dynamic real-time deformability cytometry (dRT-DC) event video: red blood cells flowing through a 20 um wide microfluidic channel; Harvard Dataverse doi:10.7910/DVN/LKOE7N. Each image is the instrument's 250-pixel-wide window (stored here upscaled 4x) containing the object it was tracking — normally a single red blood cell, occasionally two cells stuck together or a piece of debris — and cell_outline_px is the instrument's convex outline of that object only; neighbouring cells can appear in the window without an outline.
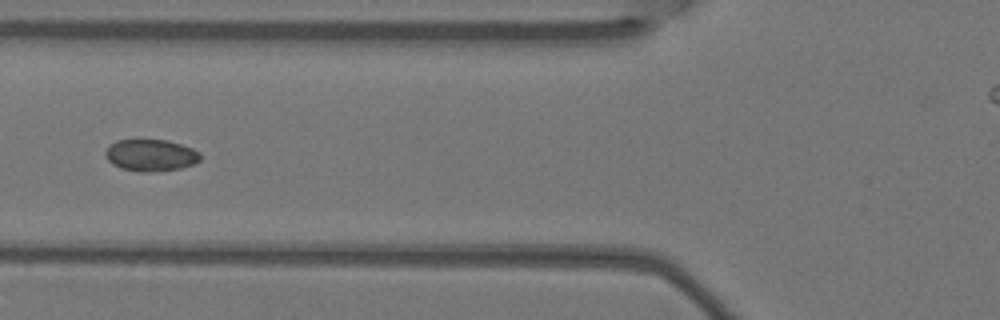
{"species": "Egyptian fruit bat (a non-hibernating species)", "species_latin": "Rousettus aegyptiacus", "temperature_condition": "warm", "stored_images_in_passage": 8, "camera_frame_rate_fps": 3000, "um_per_image_px": 0.085, "animal": {"sex": "female"}, "frame": {"image": 1, "passage_image": 5, "time_ms": 1.333, "image_size_px": [1000, 320], "cell_outline_px": [[200, 160], [192, 164], [180, 168], [152, 172], [140, 172], [120, 168], [112, 164], [104, 156], [104, 152], [116, 140], [168, 140], [192, 148], [200, 152]], "centroid_in_image_um": [12.8, 13.2], "position_along_channel_um": 113.0, "area_um2": 17.57}}
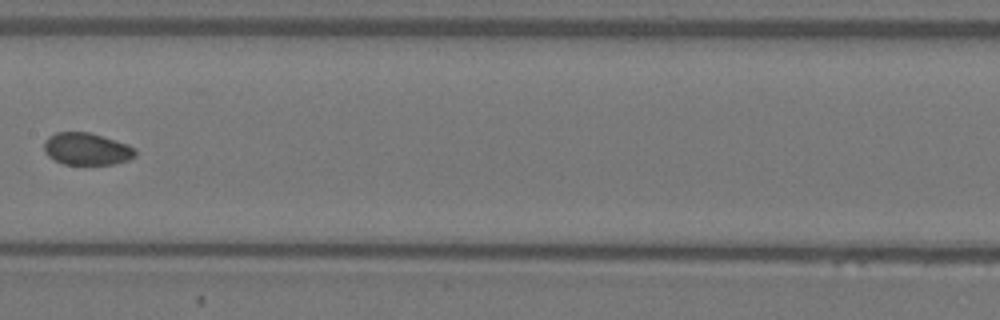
{"frame": {"image": 2, "passage_image": 7, "time_ms": 2.0, "image_size_px": [1000, 320], "cell_outline_px": [[136, 156], [128, 160], [112, 164], [64, 164], [48, 156], [44, 152], [44, 140], [48, 136], [56, 132], [88, 132], [128, 144], [136, 148]], "centroid_in_image_um": [7.37, 12.65], "position_along_channel_um": 200.0, "area_um2": 17.11}}
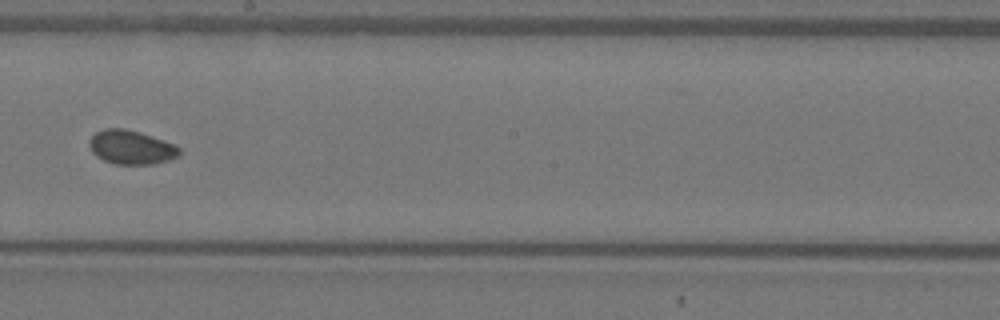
{"frame": {"image": 3, "passage_image": 8, "time_ms": 2.333, "image_size_px": [1000, 320], "cell_outline_px": [[180, 156], [168, 160], [152, 164], [116, 164], [104, 160], [96, 156], [92, 152], [88, 144], [88, 140], [96, 132], [104, 128], [124, 128], [140, 132], [176, 144], [180, 148]], "centroid_in_image_um": [11.15, 12.51], "position_along_channel_um": 237.0, "area_um2": 17.98}}